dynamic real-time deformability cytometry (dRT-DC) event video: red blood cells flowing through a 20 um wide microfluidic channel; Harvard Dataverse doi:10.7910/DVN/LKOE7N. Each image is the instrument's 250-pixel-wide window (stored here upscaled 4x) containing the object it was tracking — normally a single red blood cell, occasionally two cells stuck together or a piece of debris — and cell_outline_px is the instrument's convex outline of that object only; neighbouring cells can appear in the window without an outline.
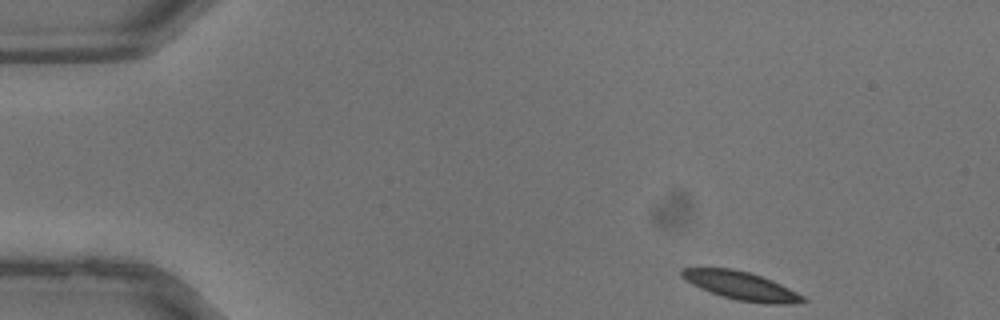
{"species": "common noctule bat (a hibernating species)", "species_latin": "Nyctalus noctula", "temperature_condition": "warm", "stored_images_in_passage": 34, "camera_frame_rate_fps": 3000, "um_per_image_px": 0.085, "animal": {"sex": "male", "body_mass_g": 13.3}, "frame": {"image": 1, "passage_image": 1, "time_ms": 0.0, "image_size_px": [1000, 320], "cell_outline_px": [[808, 300], [792, 304], [768, 304], [736, 300], [720, 296], [700, 288], [692, 284], [680, 276], [680, 268], [732, 268], [748, 272], [772, 280], [804, 296]], "centroid_in_image_um": [62.97, 24.29], "position_along_channel_um": 22.0, "area_um2": 19.94}}
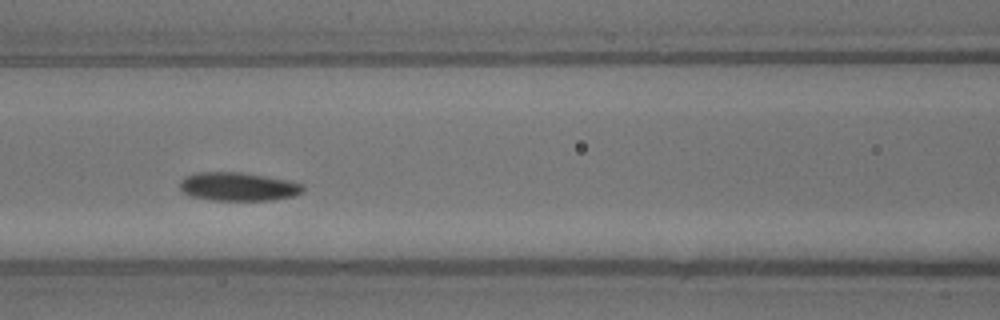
{"frame": {"image": 2, "passage_image": 13, "time_ms": 4.0, "image_size_px": [1000, 320], "cell_outline_px": [[304, 192], [292, 196], [272, 200], [212, 200], [188, 196], [180, 192], [180, 180], [184, 176], [196, 172], [244, 172], [268, 176], [288, 180], [304, 184]], "centroid_in_image_um": [20.21, 15.85], "position_along_channel_um": 146.4, "area_um2": 20.87}}
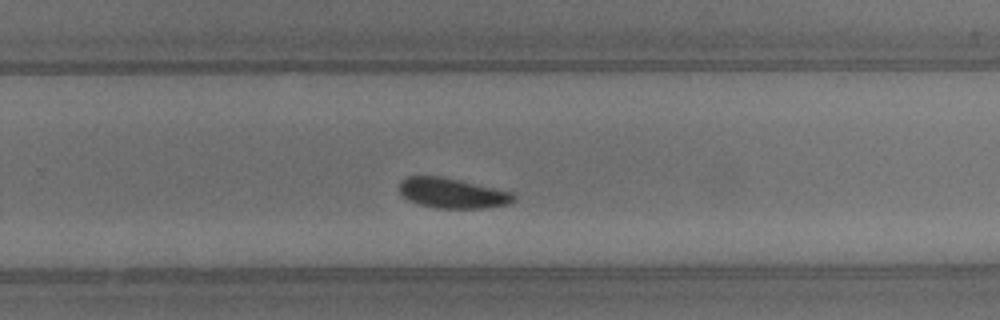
{"frame": {"image": 3, "passage_image": 21, "time_ms": 6.667, "image_size_px": [1000, 320], "cell_outline_px": [[516, 200], [508, 204], [484, 208], [436, 208], [420, 204], [408, 200], [400, 192], [400, 184], [408, 176], [436, 176], [456, 180], [512, 192], [516, 196]], "centroid_in_image_um": [38.47, 16.44], "position_along_channel_um": 291.3, "area_um2": 19.59}}